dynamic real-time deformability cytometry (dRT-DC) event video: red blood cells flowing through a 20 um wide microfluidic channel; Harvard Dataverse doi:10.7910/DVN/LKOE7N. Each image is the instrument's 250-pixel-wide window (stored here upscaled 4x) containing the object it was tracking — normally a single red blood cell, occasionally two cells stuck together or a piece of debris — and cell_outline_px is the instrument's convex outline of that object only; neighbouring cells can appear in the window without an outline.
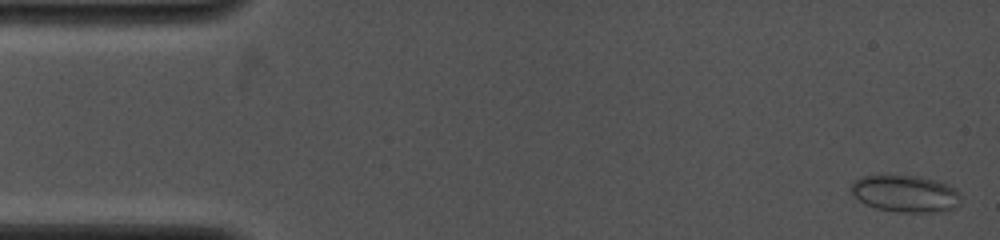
{"species": "common noctule bat (a hibernating species)", "species_latin": "Nyctalus noctula", "temperature_condition": "cold", "stored_images_in_passage": 16, "camera_frame_rate_fps": 4000, "um_per_image_px": 0.085, "animal": {"sex": "female", "body_mass_g": 19.0, "forearm_length_mm": 53.3}, "frame": {"image": 1, "passage_image": 1, "time_ms": 0.0, "image_size_px": [1000, 240], "cell_outline_px": [[960, 204], [956, 208], [944, 212], [900, 212], [876, 208], [864, 204], [852, 192], [852, 180], [864, 176], [920, 176], [948, 184], [956, 188], [960, 192]], "centroid_in_image_um": [77.02, 16.47], "position_along_channel_um": 8.0, "area_um2": 23.7}}
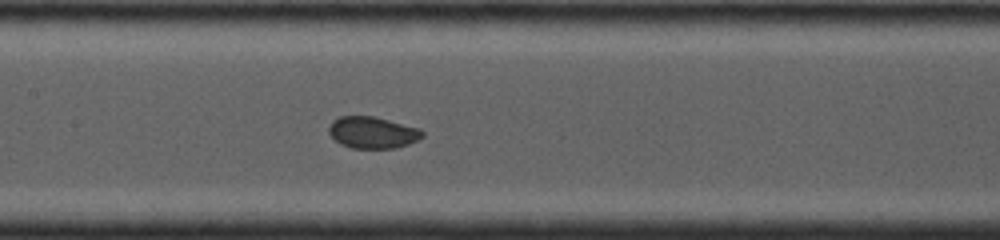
{"frame": {"image": 2, "passage_image": 10, "time_ms": 6.75, "image_size_px": [1000, 240], "cell_outline_px": [[424, 136], [408, 144], [396, 148], [352, 148], [340, 144], [328, 132], [328, 128], [332, 120], [340, 116], [372, 116], [420, 128], [424, 132]], "centroid_in_image_um": [31.66, 11.26], "position_along_channel_um": 175.7, "area_um2": 17.22}}
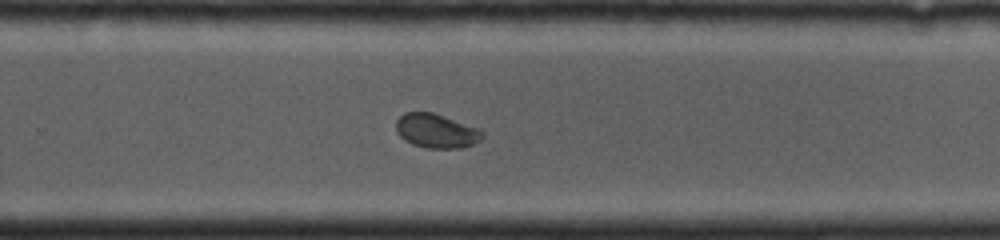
{"frame": {"image": 3, "passage_image": 16, "time_ms": 9.5, "image_size_px": [1000, 240], "cell_outline_px": [[484, 136], [480, 140], [472, 144], [460, 148], [428, 148], [412, 144], [404, 140], [396, 132], [396, 120], [404, 112], [432, 112], [480, 128], [484, 132]], "centroid_in_image_um": [37.09, 11.12], "position_along_channel_um": 292.7, "area_um2": 17.28}}